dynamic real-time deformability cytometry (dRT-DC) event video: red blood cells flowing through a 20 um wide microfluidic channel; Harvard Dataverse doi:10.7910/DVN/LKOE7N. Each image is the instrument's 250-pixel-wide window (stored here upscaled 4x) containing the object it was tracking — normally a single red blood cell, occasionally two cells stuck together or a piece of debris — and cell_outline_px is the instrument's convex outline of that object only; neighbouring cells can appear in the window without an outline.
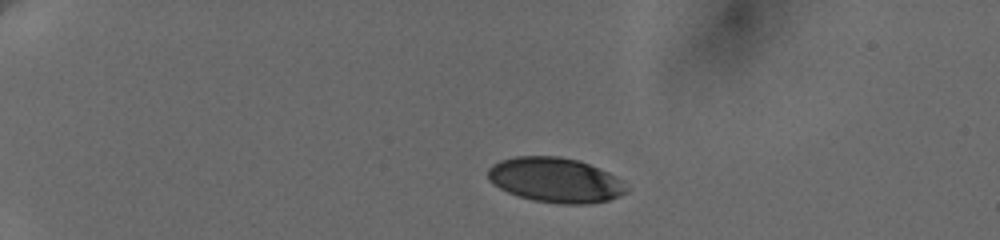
{"species": "human", "species_latin": "Homo sapiens", "temperature_condition": "cold", "stored_images_in_passage": 8, "camera_frame_rate_fps": 3000, "um_per_image_px": 0.085, "donor": {"sex": "female"}, "frame": {"image": 1, "passage_image": 3, "time_ms": 1.667, "image_size_px": [1000, 240], "cell_outline_px": [[628, 192], [608, 200], [584, 204], [560, 204], [532, 200], [508, 192], [492, 184], [488, 180], [488, 168], [492, 164], [500, 160], [516, 156], [560, 156], [576, 160], [588, 164], [608, 172], [624, 180], [628, 188]], "centroid_in_image_um": [47.21, 15.3], "position_along_channel_um": 37.8, "area_um2": 36.3}}
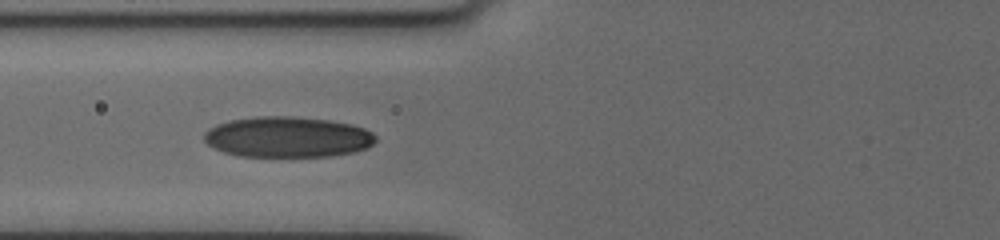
{"frame": {"image": 2, "passage_image": 7, "time_ms": 5.667, "image_size_px": [1000, 240], "cell_outline_px": [[376, 140], [368, 148], [352, 152], [332, 156], [240, 156], [224, 152], [212, 148], [204, 140], [204, 132], [208, 128], [216, 124], [232, 120], [256, 116], [292, 116], [328, 120], [352, 124], [364, 128], [372, 132], [376, 136]], "centroid_in_image_um": [24.43, 11.64], "position_along_channel_um": 101.4, "area_um2": 40.81}}
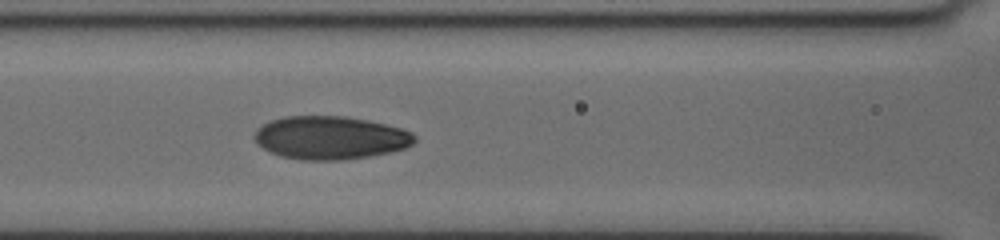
{"frame": {"image": 3, "passage_image": 8, "time_ms": 6.667, "image_size_px": [1000, 240], "cell_outline_px": [[416, 140], [412, 144], [404, 148], [388, 152], [368, 156], [344, 160], [300, 160], [280, 156], [268, 152], [256, 144], [252, 136], [256, 128], [272, 120], [284, 116], [344, 116], [384, 124], [400, 128], [412, 132], [416, 136]], "centroid_in_image_um": [28.01, 11.71], "position_along_channel_um": 138.6, "area_um2": 40.4}}